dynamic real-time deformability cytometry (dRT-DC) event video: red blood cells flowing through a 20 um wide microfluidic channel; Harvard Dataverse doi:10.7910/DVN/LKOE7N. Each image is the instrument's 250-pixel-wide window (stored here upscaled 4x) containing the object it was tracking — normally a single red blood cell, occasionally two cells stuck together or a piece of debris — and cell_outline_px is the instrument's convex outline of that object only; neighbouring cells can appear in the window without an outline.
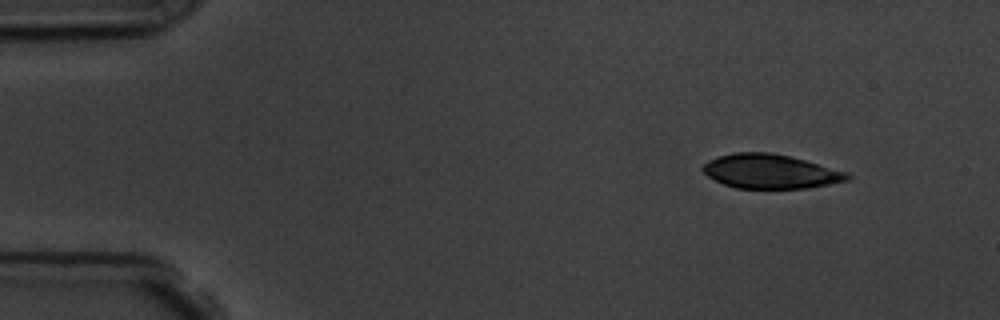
{"species": "common noctule bat (a hibernating species)", "species_latin": "Nyctalus noctula", "temperature_condition": "room temperature", "stored_images_in_passage": 4, "segment_of_instrument_passage": [1, 2], "camera_frame_rate_fps": 3000, "um_per_image_px": 0.085, "animal": {"sex": "male", "body_mass_g": 19.5, "forearm_length_mm": 54.6}, "frame": {"image": 1, "passage_image": 1, "time_ms": 0.0, "image_size_px": [1000, 320], "cell_outline_px": [[852, 176], [848, 180], [808, 188], [736, 188], [724, 184], [708, 176], [700, 168], [708, 160], [716, 156], [736, 152], [772, 152], [804, 160], [848, 172]], "centroid_in_image_um": [65.46, 14.56], "position_along_channel_um": 19.5, "area_um2": 28.73}}